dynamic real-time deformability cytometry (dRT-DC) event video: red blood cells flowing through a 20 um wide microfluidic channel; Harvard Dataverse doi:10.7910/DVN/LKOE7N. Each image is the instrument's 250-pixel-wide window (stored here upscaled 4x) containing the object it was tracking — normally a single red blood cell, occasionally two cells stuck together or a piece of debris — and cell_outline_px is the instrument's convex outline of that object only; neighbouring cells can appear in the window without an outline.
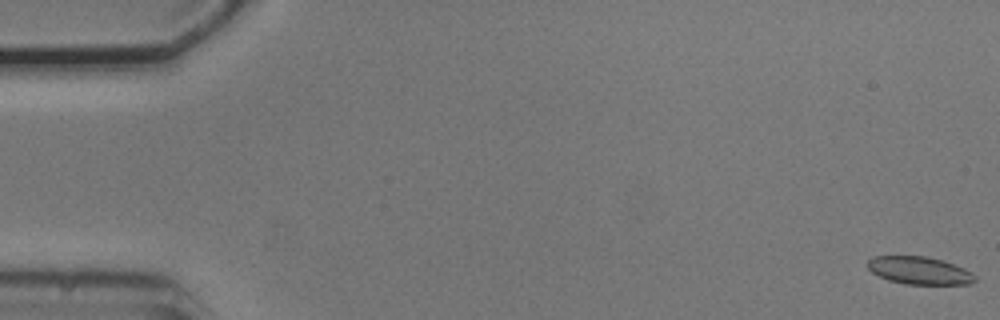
{"species": "common noctule bat (a hibernating species)", "species_latin": "Nyctalus noctula", "temperature_condition": "cold", "stored_images_in_passage": 10, "camera_frame_rate_fps": 3000, "um_per_image_px": 0.085, "animal": {"sex": "male", "body_mass_g": 20.5, "forearm_length_mm": 52.5}, "frame": {"image": 1, "passage_image": 1, "time_ms": 0.0, "image_size_px": [1000, 320], "cell_outline_px": [[972, 280], [964, 284], [912, 284], [892, 280], [876, 272], [868, 264], [880, 256], [920, 256], [936, 260], [960, 268], [968, 272]], "centroid_in_image_um": [78.13, 23.0], "position_along_channel_um": 6.9, "area_um2": 15.43}}